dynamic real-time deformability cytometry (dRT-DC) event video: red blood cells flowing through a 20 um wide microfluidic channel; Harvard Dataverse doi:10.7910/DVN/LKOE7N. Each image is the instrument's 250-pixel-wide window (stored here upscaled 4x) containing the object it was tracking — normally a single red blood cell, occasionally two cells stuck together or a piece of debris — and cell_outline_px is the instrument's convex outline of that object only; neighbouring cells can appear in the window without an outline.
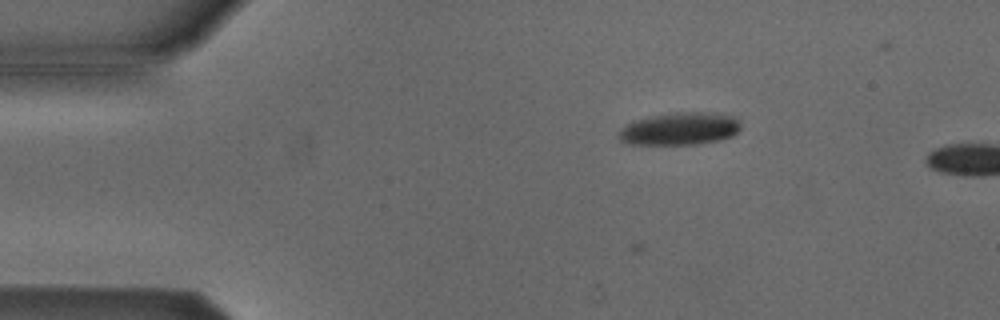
{"species": "Egyptian fruit bat (a non-hibernating species)", "species_latin": "Rousettus aegyptiacus", "temperature_condition": "cold", "stored_images_in_passage": 4, "camera_frame_rate_fps": 3000, "um_per_image_px": 0.085, "animal": {"sex": "male"}, "frame": {"image": 1, "passage_image": 4, "time_ms": 1.0, "image_size_px": [1000, 320], "cell_outline_px": [[740, 128], [732, 136], [720, 140], [696, 144], [628, 144], [620, 140], [620, 132], [628, 124], [652, 116], [692, 112], [696, 112], [732, 116], [740, 124]], "centroid_in_image_um": [57.82, 10.97], "position_along_channel_um": 27.2, "area_um2": 22.2}}